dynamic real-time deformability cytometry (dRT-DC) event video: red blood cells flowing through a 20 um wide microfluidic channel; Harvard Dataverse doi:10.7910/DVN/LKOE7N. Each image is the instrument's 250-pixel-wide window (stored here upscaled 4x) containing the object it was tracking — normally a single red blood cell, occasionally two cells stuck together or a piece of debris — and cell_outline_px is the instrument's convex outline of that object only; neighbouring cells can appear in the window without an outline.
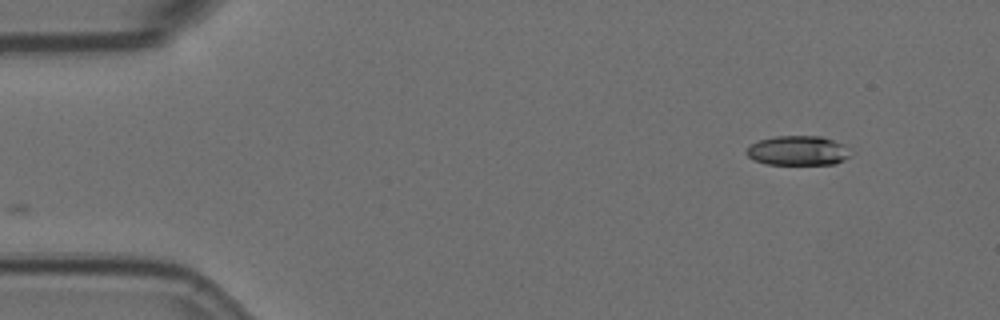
{"species": "Egyptian fruit bat (a non-hibernating species)", "species_latin": "Rousettus aegyptiacus", "temperature_condition": "room temperature", "stored_images_in_passage": 52, "camera_frame_rate_fps": 3000, "um_per_image_px": 0.085, "animal": {"sex": "female"}, "frame": {"image": 1, "passage_image": 1, "time_ms": 0.0, "image_size_px": [1000, 320], "cell_outline_px": [[848, 156], [844, 160], [836, 164], [768, 164], [752, 160], [744, 152], [752, 144], [760, 140], [776, 136], [824, 136], [844, 144]], "centroid_in_image_um": [67.79, 12.8], "position_along_channel_um": 17.2, "area_um2": 17.8}}
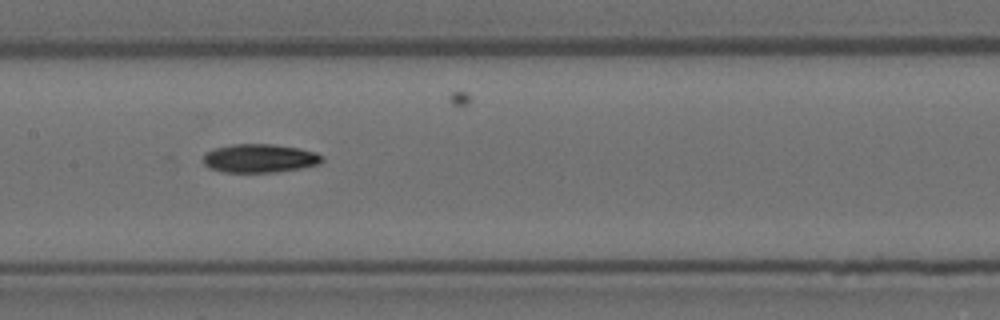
{"frame": {"image": 2, "passage_image": 23, "time_ms": 7.333, "image_size_px": [1000, 320], "cell_outline_px": [[324, 160], [320, 164], [300, 168], [276, 172], [224, 172], [208, 168], [204, 164], [204, 152], [212, 148], [232, 144], [272, 144], [296, 148], [316, 152], [324, 156]], "centroid_in_image_um": [22.05, 13.45], "position_along_channel_um": 185.3, "area_um2": 19.94}}
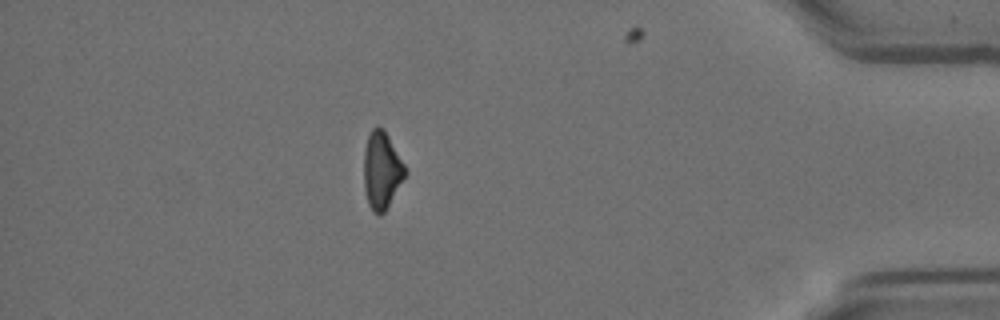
{"frame": {"image": 3, "passage_image": 45, "time_ms": 14.667, "image_size_px": [1000, 320], "cell_outline_px": [[408, 172], [384, 212], [380, 216], [372, 212], [368, 204], [364, 188], [364, 148], [368, 136], [372, 128], [384, 128], [404, 164]], "centroid_in_image_um": [32.44, 14.5], "position_along_channel_um": 402.8, "area_um2": 18.55}, "authors_computed_cell_mechanics": {"area_um2": 19.1318, "velocity_mm_per_s": 3.5913, "shape_relaxation_time_tau1_ms": 4.5068, "shape_relaxation_time_tau2_ms": null, "deformation_change_tau1": 0.1523, "deformation_change_tau2": null}}